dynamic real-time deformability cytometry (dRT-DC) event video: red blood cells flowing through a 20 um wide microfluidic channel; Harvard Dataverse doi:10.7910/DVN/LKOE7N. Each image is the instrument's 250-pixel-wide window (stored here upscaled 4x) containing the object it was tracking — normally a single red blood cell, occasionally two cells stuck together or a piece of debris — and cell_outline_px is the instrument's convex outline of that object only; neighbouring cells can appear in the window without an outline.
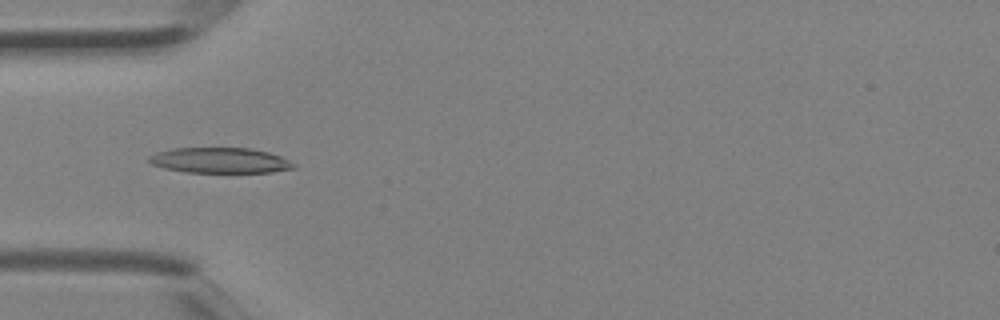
{"species": "Egyptian fruit bat (a non-hibernating species)", "species_latin": "Rousettus aegyptiacus", "temperature_condition": "room temperature", "stored_images_in_passage": 3, "camera_frame_rate_fps": 3000, "um_per_image_px": 0.085, "animal": {"sex": "female"}, "frame": {"image": 1, "passage_image": 2, "time_ms": 0.333, "image_size_px": [1000, 320], "cell_outline_px": [[296, 168], [272, 172], [188, 172], [164, 168], [152, 164], [148, 160], [148, 156], [156, 152], [172, 148], [248, 148], [268, 152], [280, 156], [296, 164]], "centroid_in_image_um": [18.69, 13.63], "position_along_channel_um": 66.3, "area_um2": 21.39}}
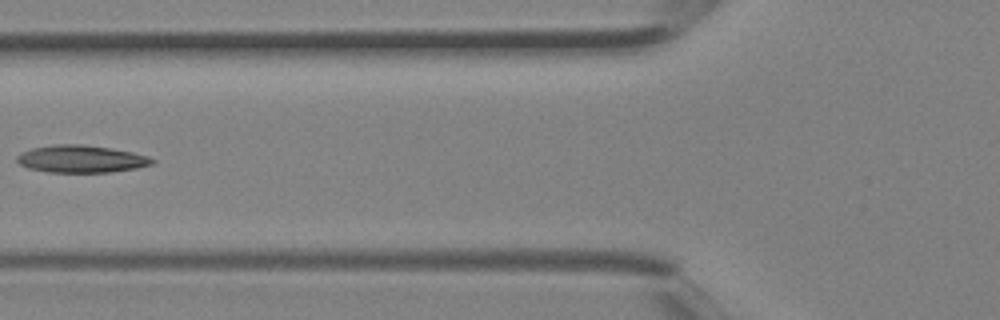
{"frame": {"image": 2, "passage_image": 3, "time_ms": 0.667, "image_size_px": [1000, 320], "cell_outline_px": [[156, 160], [152, 164], [136, 168], [108, 172], [48, 172], [28, 168], [20, 164], [16, 160], [16, 156], [20, 152], [32, 148], [52, 144], [80, 144], [112, 148], [132, 152], [148, 156]], "centroid_in_image_um": [6.87, 13.5], "position_along_channel_um": 118.9, "area_um2": 21.62}}